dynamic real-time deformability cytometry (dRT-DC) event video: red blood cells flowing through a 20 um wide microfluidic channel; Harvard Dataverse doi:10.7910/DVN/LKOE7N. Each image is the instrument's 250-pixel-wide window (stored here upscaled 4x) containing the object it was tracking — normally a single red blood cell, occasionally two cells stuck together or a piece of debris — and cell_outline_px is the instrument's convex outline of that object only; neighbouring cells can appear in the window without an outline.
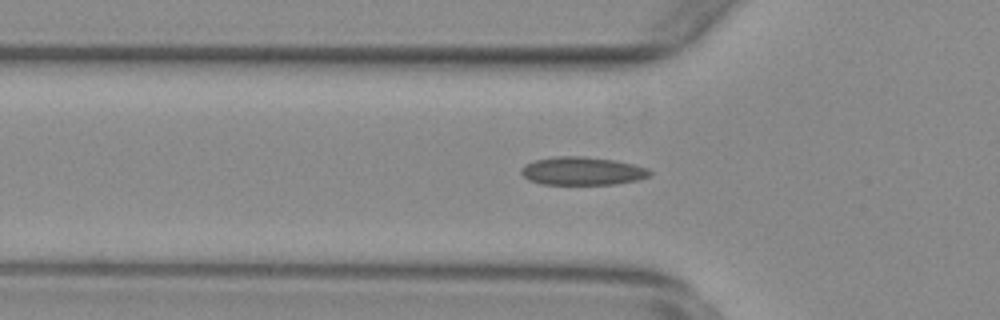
{"species": "common noctule bat (a hibernating species)", "species_latin": "Nyctalus noctula", "temperature_condition": "warm", "stored_images_in_passage": 48, "camera_frame_rate_fps": 3000, "um_per_image_px": 0.085, "animal": {"sex": "female", "body_mass_g": 29.2, "forearm_length_mm": 56.3}, "frame": {"image": 1, "passage_image": 12, "time_ms": 3.667, "image_size_px": [1000, 320], "cell_outline_px": [[652, 176], [640, 180], [616, 184], [540, 184], [528, 180], [520, 172], [520, 168], [536, 160], [556, 156], [580, 156], [612, 160], [632, 164], [648, 168], [652, 172]], "centroid_in_image_um": [49.53, 14.55], "position_along_channel_um": 76.3, "area_um2": 21.1}}
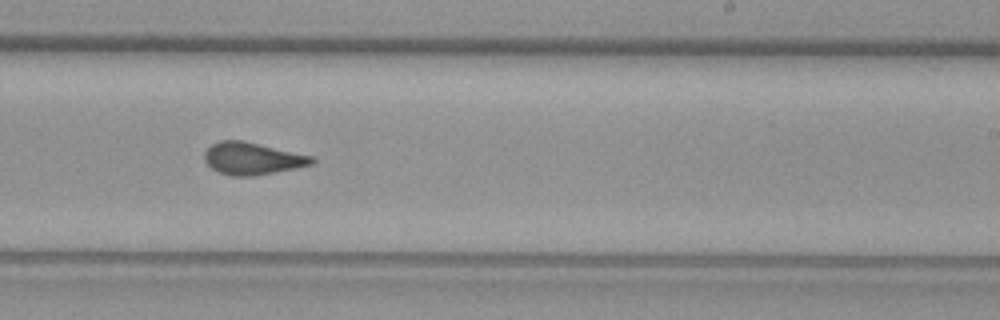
{"frame": {"image": 2, "passage_image": 27, "time_ms": 8.667, "image_size_px": [1000, 320], "cell_outline_px": [[316, 164], [256, 176], [228, 176], [212, 168], [204, 160], [204, 152], [212, 144], [220, 140], [244, 140], [312, 156], [316, 160]], "centroid_in_image_um": [21.47, 13.48], "position_along_channel_um": 267.5, "area_um2": 20.35}}
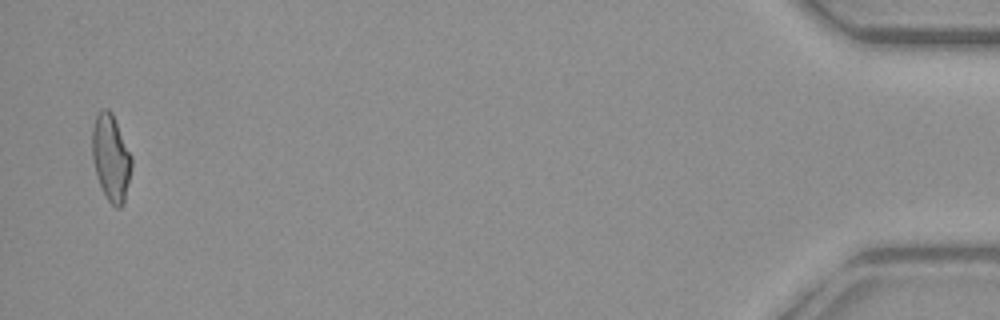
{"frame": {"image": 3, "passage_image": 47, "time_ms": 15.333, "image_size_px": [1000, 320], "cell_outline_px": [[132, 168], [124, 204], [120, 208], [116, 208], [108, 200], [100, 188], [96, 176], [92, 160], [92, 128], [96, 116], [100, 108], [108, 108], [112, 112], [132, 156]], "centroid_in_image_um": [9.43, 13.41], "position_along_channel_um": 425.8, "area_um2": 20.29}, "authors_computed_cell_mechanics": {"area_um2": 20.0277, "velocity_mm_per_s": 3.8138, "shape_relaxation_time_tau1_ms": null, "shape_relaxation_time_tau2_ms": 0.688, "deformation_change_tau1": null, "deformation_change_tau2": 0.0538}}